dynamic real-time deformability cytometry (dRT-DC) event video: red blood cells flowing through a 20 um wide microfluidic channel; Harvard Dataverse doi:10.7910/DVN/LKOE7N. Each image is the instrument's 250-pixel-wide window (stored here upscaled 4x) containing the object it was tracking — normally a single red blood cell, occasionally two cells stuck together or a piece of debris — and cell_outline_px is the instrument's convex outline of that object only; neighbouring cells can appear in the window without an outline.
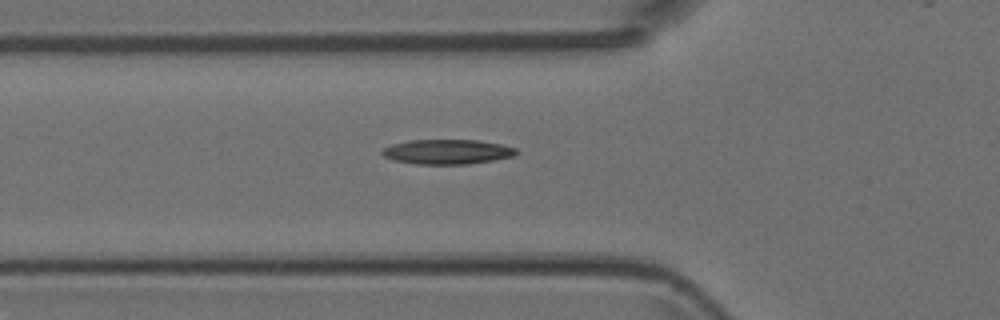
{"species": "Egyptian fruit bat (a non-hibernating species)", "species_latin": "Rousettus aegyptiacus", "temperature_condition": "room temperature", "stored_images_in_passage": 5, "camera_frame_rate_fps": 3000, "um_per_image_px": 0.085, "animal": {"sex": "female"}, "frame": {"image": 1, "passage_image": 5, "time_ms": 1.333, "image_size_px": [1000, 320], "cell_outline_px": [[520, 152], [512, 156], [492, 160], [468, 164], [416, 164], [396, 160], [384, 156], [380, 152], [384, 148], [392, 144], [408, 140], [476, 140], [500, 144], [516, 148]], "centroid_in_image_um": [38.02, 12.89], "position_along_channel_um": 87.8, "area_um2": 19.19}}